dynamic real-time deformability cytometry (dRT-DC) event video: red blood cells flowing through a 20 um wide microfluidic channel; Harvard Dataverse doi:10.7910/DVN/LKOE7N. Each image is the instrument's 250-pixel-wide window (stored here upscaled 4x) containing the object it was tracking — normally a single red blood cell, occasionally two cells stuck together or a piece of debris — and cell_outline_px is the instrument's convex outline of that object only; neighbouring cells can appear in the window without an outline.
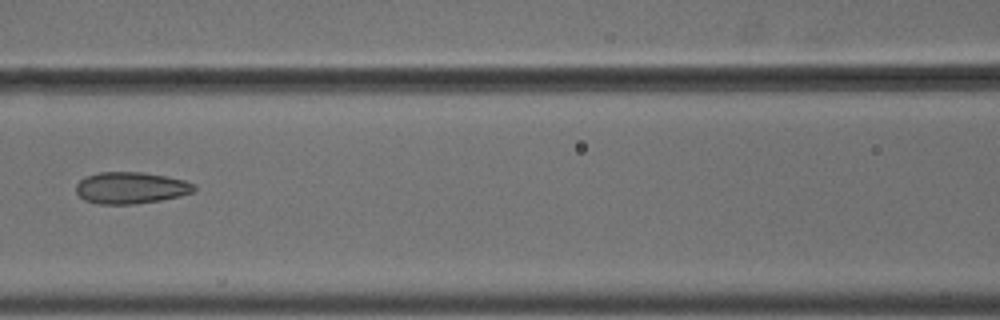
{"species": "common noctule bat (a hibernating species)", "species_latin": "Nyctalus noctula", "temperature_condition": "cold", "stored_images_in_passage": 9, "camera_frame_rate_fps": 3000, "um_per_image_px": 0.085, "animal": {"sex": "male", "body_mass_g": 18.8}, "frame": {"image": 1, "passage_image": 7, "time_ms": 2.0, "image_size_px": [1000, 320], "cell_outline_px": [[196, 192], [180, 196], [160, 200], [136, 204], [96, 204], [84, 200], [76, 192], [76, 184], [80, 180], [88, 176], [100, 172], [144, 172], [168, 176], [184, 180], [196, 184]], "centroid_in_image_um": [11.16, 15.97], "position_along_channel_um": 155.4, "area_um2": 22.02}}
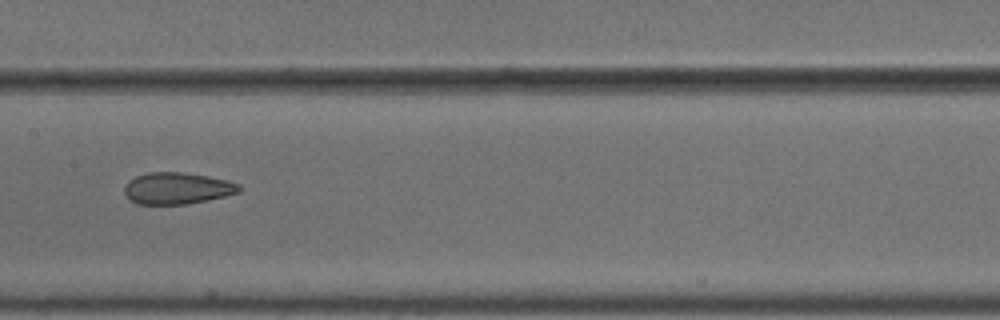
{"frame": {"image": 2, "passage_image": 8, "time_ms": 2.333, "image_size_px": [1000, 320], "cell_outline_px": [[240, 192], [224, 196], [188, 204], [136, 204], [124, 192], [124, 188], [128, 180], [136, 176], [148, 172], [180, 172], [208, 176], [228, 180], [240, 184]], "centroid_in_image_um": [15.06, 16.0], "position_along_channel_um": 192.3, "area_um2": 21.1}}
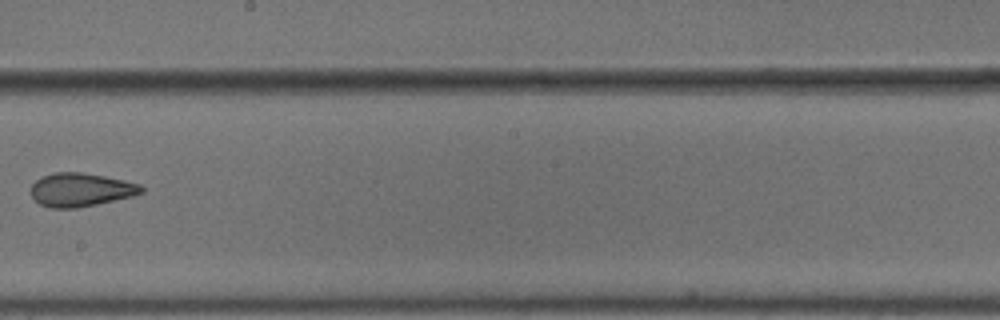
{"frame": {"image": 3, "passage_image": 9, "time_ms": 2.667, "image_size_px": [1000, 320], "cell_outline_px": [[144, 192], [132, 196], [96, 204], [76, 208], [52, 208], [40, 204], [32, 196], [32, 184], [40, 176], [56, 172], [80, 172], [104, 176], [124, 180], [140, 184], [144, 188]], "centroid_in_image_um": [6.86, 16.12], "position_along_channel_um": 241.3, "area_um2": 21.44}}